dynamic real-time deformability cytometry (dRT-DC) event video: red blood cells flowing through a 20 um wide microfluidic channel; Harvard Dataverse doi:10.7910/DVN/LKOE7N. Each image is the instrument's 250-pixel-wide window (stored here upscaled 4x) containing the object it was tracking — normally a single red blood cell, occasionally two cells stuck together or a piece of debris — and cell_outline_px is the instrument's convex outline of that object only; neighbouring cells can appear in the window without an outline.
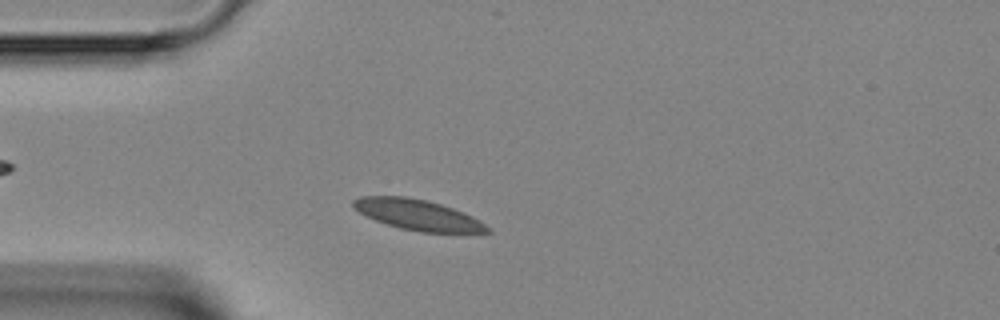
{"species": "Egyptian fruit bat (a non-hibernating species)", "species_latin": "Rousettus aegyptiacus", "temperature_condition": "room temperature", "stored_images_in_passage": 1, "camera_frame_rate_fps": 3000, "um_per_image_px": 0.085, "animal": {"sex": "female"}, "frame": {"image": 1, "passage_image": 1, "time_ms": 0.0, "image_size_px": [1000, 320], "cell_outline_px": [[492, 232], [420, 232], [400, 228], [364, 216], [352, 208], [352, 200], [360, 196], [404, 196], [424, 200], [440, 204], [464, 212], [480, 220]], "centroid_in_image_um": [35.45, 18.25], "position_along_channel_um": 49.6, "area_um2": 23.7}}